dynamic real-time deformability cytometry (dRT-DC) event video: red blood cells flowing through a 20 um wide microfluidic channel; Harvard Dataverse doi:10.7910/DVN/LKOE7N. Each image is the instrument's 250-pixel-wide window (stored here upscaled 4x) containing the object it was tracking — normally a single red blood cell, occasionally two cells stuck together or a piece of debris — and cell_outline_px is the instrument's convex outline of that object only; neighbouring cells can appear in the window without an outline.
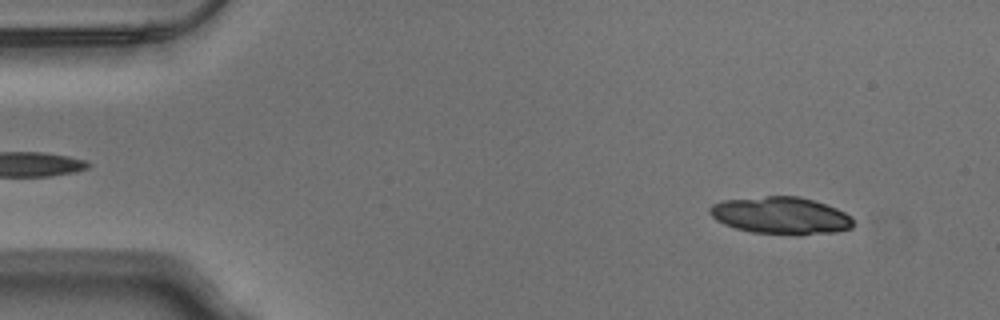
{"species": "Egyptian fruit bat (a non-hibernating species)", "species_latin": "Rousettus aegyptiacus", "temperature_condition": "warm", "stored_images_in_passage": 20, "camera_frame_rate_fps": 3000, "um_per_image_px": 0.085, "animal": {"sex": "male"}, "frame": {"image": 1, "passage_image": 5, "time_ms": 1.333, "image_size_px": [1000, 320], "cell_outline_px": [[852, 228], [836, 232], [796, 236], [752, 232], [736, 228], [724, 224], [716, 220], [708, 212], [708, 208], [712, 204], [724, 200], [764, 196], [800, 196], [836, 208], [852, 216]], "centroid_in_image_um": [66.37, 18.33], "position_along_channel_um": 18.6, "area_um2": 31.39}}
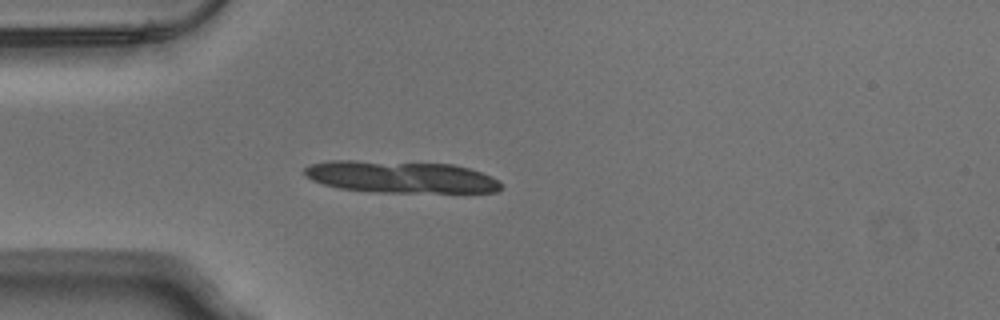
{"frame": {"image": 2, "passage_image": 14, "time_ms": 4.333, "image_size_px": [1000, 320], "cell_outline_px": [[504, 184], [496, 192], [372, 192], [340, 188], [324, 184], [312, 180], [304, 172], [304, 168], [308, 164], [328, 160], [356, 160], [452, 164], [468, 168], [492, 176], [500, 180]], "centroid_in_image_um": [34.06, 15.03], "position_along_channel_um": 50.9, "area_um2": 36.76}}